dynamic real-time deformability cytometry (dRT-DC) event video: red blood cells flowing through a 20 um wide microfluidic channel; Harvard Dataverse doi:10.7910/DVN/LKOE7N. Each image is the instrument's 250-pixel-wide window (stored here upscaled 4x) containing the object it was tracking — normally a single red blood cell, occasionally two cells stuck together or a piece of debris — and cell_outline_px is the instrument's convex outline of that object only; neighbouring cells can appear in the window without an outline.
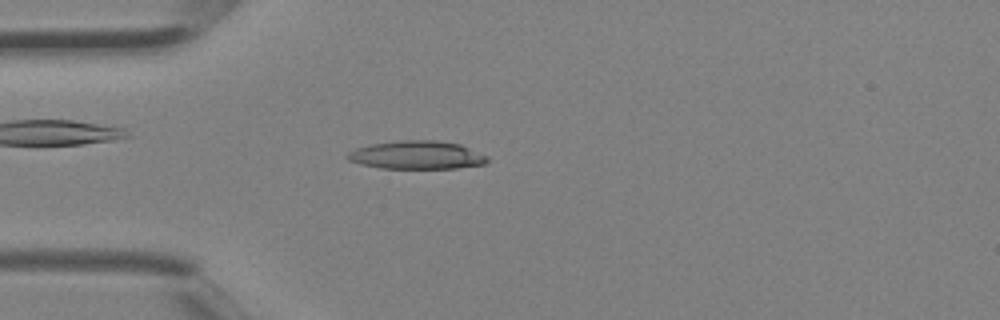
{"species": "Egyptian fruit bat (a non-hibernating species)", "species_latin": "Rousettus aegyptiacus", "temperature_condition": "room temperature", "stored_images_in_passage": 3, "camera_frame_rate_fps": 3000, "um_per_image_px": 0.085, "animal": {"sex": "female"}, "frame": {"image": 1, "passage_image": 3, "time_ms": 0.667, "image_size_px": [1000, 320], "cell_outline_px": [[488, 160], [484, 164], [456, 168], [380, 168], [360, 164], [348, 160], [344, 156], [348, 152], [356, 148], [372, 144], [400, 140], [436, 140], [460, 144], [488, 156]], "centroid_in_image_um": [35.4, 13.18], "position_along_channel_um": 49.6, "area_um2": 23.0}}